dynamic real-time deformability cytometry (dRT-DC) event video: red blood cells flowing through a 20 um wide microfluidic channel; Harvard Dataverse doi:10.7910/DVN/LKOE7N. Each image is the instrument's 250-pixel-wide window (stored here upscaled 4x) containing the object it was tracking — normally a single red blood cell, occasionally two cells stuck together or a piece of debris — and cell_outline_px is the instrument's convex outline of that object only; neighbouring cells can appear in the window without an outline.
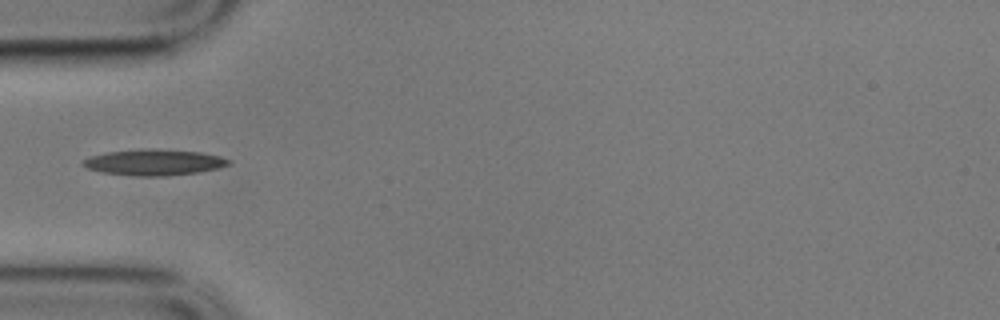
{"species": "common noctule bat (a hibernating species)", "species_latin": "Nyctalus noctula", "temperature_condition": "cold", "stored_images_in_passage": 7, "camera_frame_rate_fps": 3000, "um_per_image_px": 0.085, "animal": {"sex": "male", "body_mass_g": 17.9}, "frame": {"image": 1, "passage_image": 4, "time_ms": 1.0, "image_size_px": [1000, 320], "cell_outline_px": [[232, 160], [228, 164], [216, 168], [196, 172], [164, 176], [140, 176], [100, 172], [88, 168], [80, 164], [88, 156], [108, 152], [200, 152], [220, 156]], "centroid_in_image_um": [13.06, 13.85], "position_along_channel_um": 71.9, "area_um2": 20.52}}
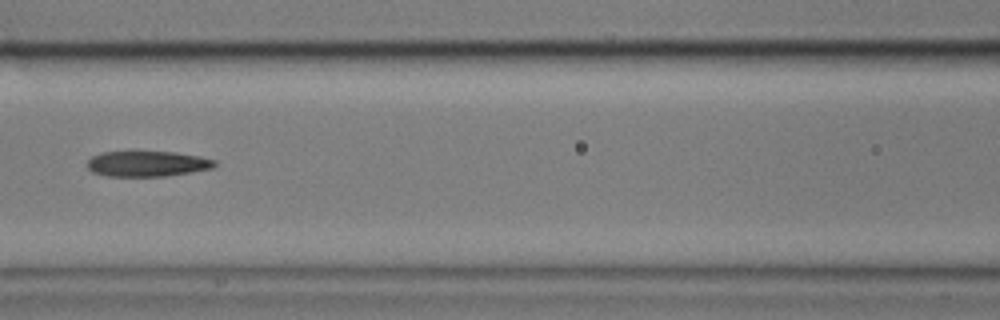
{"frame": {"image": 2, "passage_image": 6, "time_ms": 1.667, "image_size_px": [1000, 320], "cell_outline_px": [[216, 164], [212, 168], [164, 176], [108, 176], [92, 172], [88, 168], [88, 160], [92, 156], [100, 152], [176, 152], [200, 156], [216, 160]], "centroid_in_image_um": [12.51, 13.91], "position_along_channel_um": 154.1, "area_um2": 18.79}}